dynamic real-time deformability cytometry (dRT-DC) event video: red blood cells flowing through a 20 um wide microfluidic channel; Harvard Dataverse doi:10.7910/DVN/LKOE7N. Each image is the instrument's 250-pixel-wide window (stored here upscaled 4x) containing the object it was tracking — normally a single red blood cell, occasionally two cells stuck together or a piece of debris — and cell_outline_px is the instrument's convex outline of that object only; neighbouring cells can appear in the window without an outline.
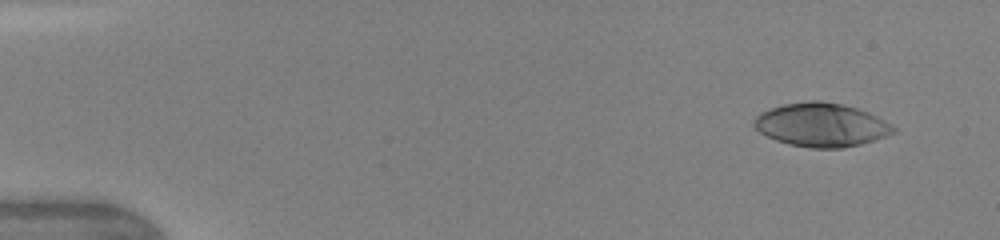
{"species": "human", "species_latin": "Homo sapiens", "temperature_condition": "warm", "stored_images_in_passage": 5, "camera_frame_rate_fps": 3000, "um_per_image_px": 0.085, "donor": {"sex": "female"}, "frame": {"image": 1, "passage_image": 1, "time_ms": 0.0, "image_size_px": [1000, 240], "cell_outline_px": [[896, 132], [860, 144], [840, 148], [812, 148], [788, 144], [776, 140], [760, 132], [756, 128], [752, 120], [760, 112], [784, 104], [808, 100], [820, 100], [840, 104], [856, 108], [868, 112], [884, 120], [896, 128]], "centroid_in_image_um": [69.79, 10.61], "position_along_channel_um": 15.2, "area_um2": 35.14}}
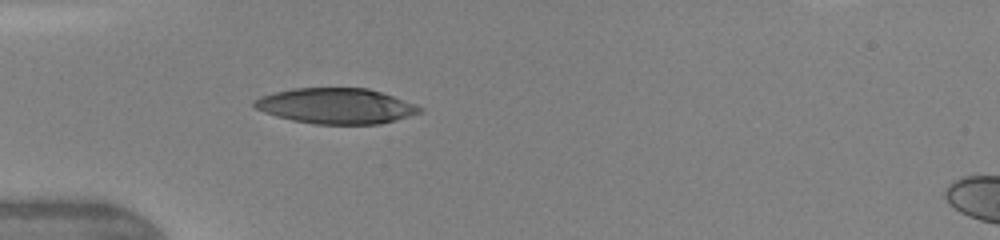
{"frame": {"image": 2, "passage_image": 5, "time_ms": 3.667, "image_size_px": [1000, 240], "cell_outline_px": [[424, 108], [420, 112], [408, 116], [380, 124], [316, 124], [292, 120], [276, 116], [264, 112], [256, 108], [252, 104], [252, 100], [260, 96], [292, 88], [368, 88], [416, 104]], "centroid_in_image_um": [28.53, 9.0], "position_along_channel_um": 56.5, "area_um2": 34.1}}